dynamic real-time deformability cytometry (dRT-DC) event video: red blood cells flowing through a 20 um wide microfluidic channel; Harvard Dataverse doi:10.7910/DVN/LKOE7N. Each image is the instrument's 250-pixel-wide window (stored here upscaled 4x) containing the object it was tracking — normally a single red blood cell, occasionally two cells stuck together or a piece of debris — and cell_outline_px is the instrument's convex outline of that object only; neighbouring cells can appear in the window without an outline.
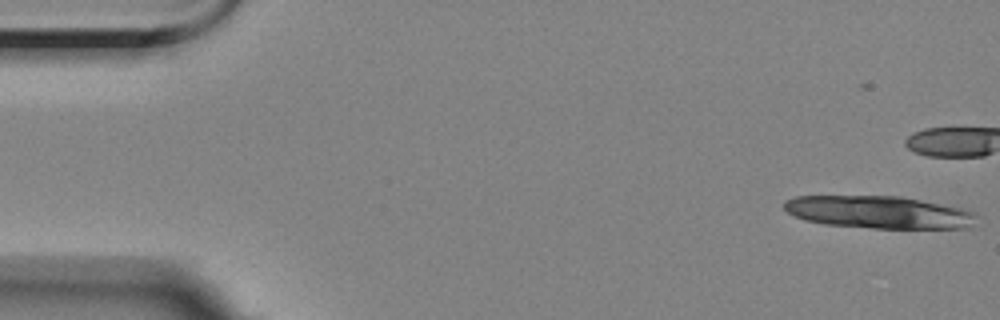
{"species": "Egyptian fruit bat (a non-hibernating species)", "species_latin": "Rousettus aegyptiacus", "temperature_condition": "room temperature", "stored_images_in_passage": 6, "camera_frame_rate_fps": 3000, "um_per_image_px": 0.085, "animal": {"sex": "female"}, "frame": {"image": 1, "passage_image": 1, "time_ms": 0.0, "image_size_px": [1000, 320], "cell_outline_px": [[980, 216], [972, 228], [872, 228], [824, 224], [804, 220], [788, 212], [784, 208], [784, 200], [796, 196], [900, 196], [968, 208], [976, 212]], "centroid_in_image_um": [74.82, 18.03], "position_along_channel_um": 10.2, "area_um2": 37.05}}